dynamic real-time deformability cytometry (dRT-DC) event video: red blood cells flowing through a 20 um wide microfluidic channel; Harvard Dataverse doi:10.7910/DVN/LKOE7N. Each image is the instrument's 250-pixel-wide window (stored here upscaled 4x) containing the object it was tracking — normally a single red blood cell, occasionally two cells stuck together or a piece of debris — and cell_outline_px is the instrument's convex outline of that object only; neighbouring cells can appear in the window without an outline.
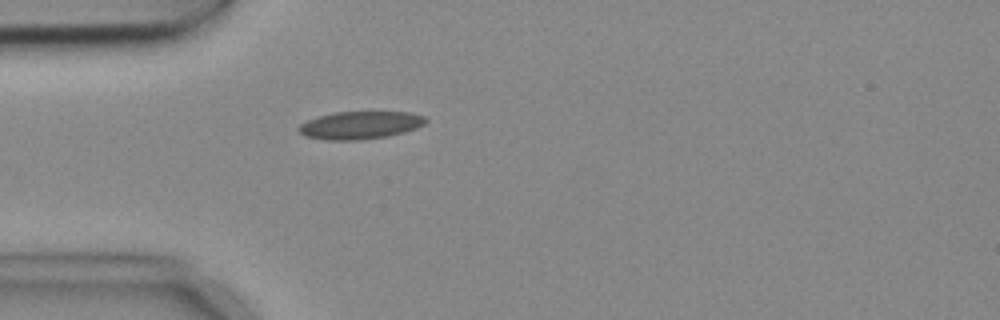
{"species": "common noctule bat (a hibernating species)", "species_latin": "Nyctalus noctula", "temperature_condition": "cold", "stored_images_in_passage": 1, "camera_frame_rate_fps": 3000, "um_per_image_px": 0.085, "animal": {"sex": "female", "body_mass_g": 18.4}, "frame": {"image": 1, "passage_image": 1, "time_ms": 0.0, "image_size_px": [1000, 320], "cell_outline_px": [[428, 120], [424, 124], [416, 128], [404, 132], [388, 136], [360, 140], [328, 140], [304, 136], [296, 128], [300, 124], [308, 120], [320, 116], [336, 112], [412, 112], [424, 116]], "centroid_in_image_um": [30.63, 10.64], "position_along_channel_um": 54.4, "area_um2": 20.52}}